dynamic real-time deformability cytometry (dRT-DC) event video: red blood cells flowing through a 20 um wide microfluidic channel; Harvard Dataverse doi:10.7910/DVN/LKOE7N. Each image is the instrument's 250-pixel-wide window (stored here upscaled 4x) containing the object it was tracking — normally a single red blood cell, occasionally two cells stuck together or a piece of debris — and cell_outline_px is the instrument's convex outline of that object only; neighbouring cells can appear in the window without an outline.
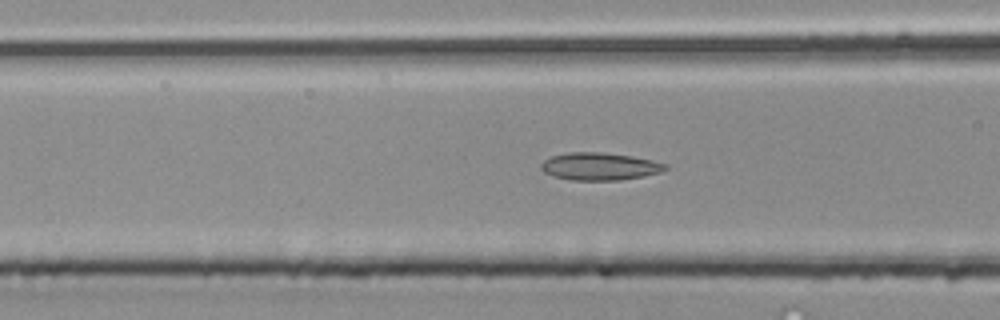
{"species": "common noctule bat (a hibernating species)", "species_latin": "Nyctalus noctula", "temperature_condition": "room temperature", "stored_images_in_passage": 43, "camera_frame_rate_fps": 3000, "um_per_image_px": 0.085, "animal": {"sex": "male", "body_mass_g": 20.4}, "frame": {"image": 1, "passage_image": 14, "time_ms": 4.333, "image_size_px": [1000, 320], "cell_outline_px": [[668, 168], [660, 172], [644, 176], [620, 180], [568, 180], [552, 176], [544, 172], [540, 168], [540, 164], [544, 160], [552, 156], [568, 152], [600, 152], [632, 156], [652, 160], [668, 164]], "centroid_in_image_um": [50.96, 14.15], "position_along_channel_um": 115.6, "area_um2": 20.06}}
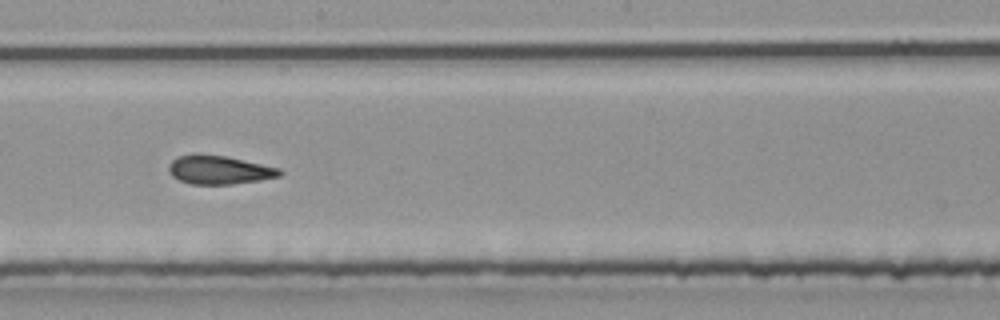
{"frame": {"image": 2, "passage_image": 22, "time_ms": 7.0, "image_size_px": [1000, 320], "cell_outline_px": [[284, 172], [280, 176], [260, 180], [232, 184], [188, 184], [172, 176], [168, 172], [168, 164], [176, 156], [224, 156], [280, 168]], "centroid_in_image_um": [18.64, 14.47], "position_along_channel_um": 229.6, "area_um2": 18.09}}
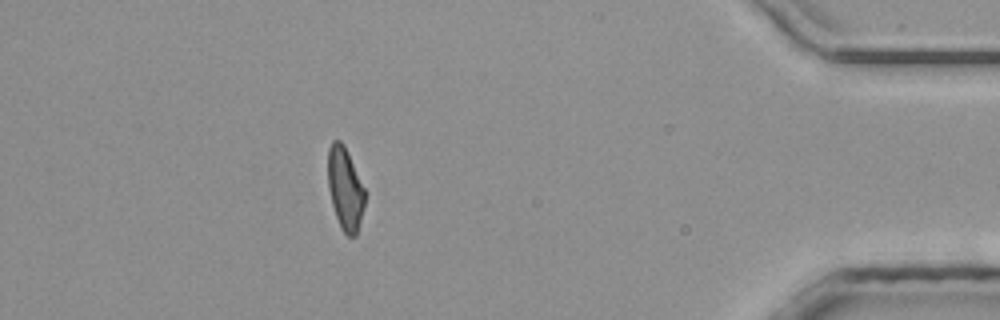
{"frame": {"image": 3, "passage_image": 38, "time_ms": 12.333, "image_size_px": [1000, 320], "cell_outline_px": [[364, 208], [356, 236], [348, 236], [340, 228], [332, 204], [328, 188], [328, 148], [332, 140], [340, 140], [344, 144], [364, 188]], "centroid_in_image_um": [29.32, 16.03], "position_along_channel_um": 405.9, "area_um2": 17.69}}